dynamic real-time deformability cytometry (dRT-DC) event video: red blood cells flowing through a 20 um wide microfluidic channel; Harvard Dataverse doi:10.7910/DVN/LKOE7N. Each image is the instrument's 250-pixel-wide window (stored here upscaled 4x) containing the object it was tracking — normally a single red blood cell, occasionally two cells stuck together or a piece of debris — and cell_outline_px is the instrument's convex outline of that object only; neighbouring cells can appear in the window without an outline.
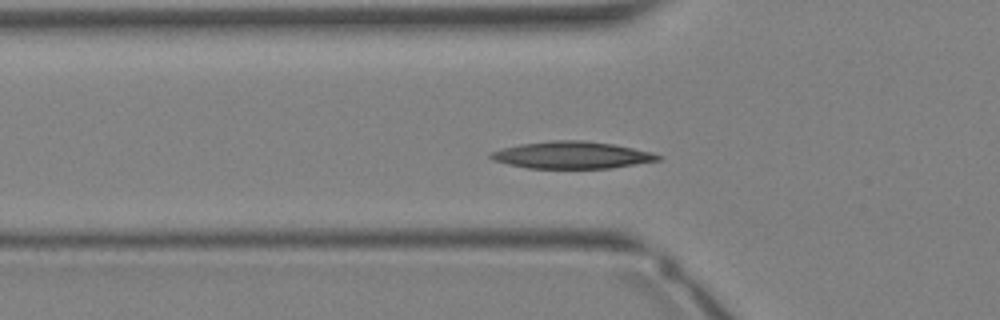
{"species": "Egyptian fruit bat (a non-hibernating species)", "species_latin": "Rousettus aegyptiacus", "temperature_condition": "warm", "stored_images_in_passage": 22, "camera_frame_rate_fps": 3000, "um_per_image_px": 0.085, "animal": {"sex": "female"}, "frame": {"image": 1, "passage_image": 2, "time_ms": 0.333, "image_size_px": [1000, 320], "cell_outline_px": [[664, 156], [660, 160], [612, 168], [528, 168], [508, 164], [492, 160], [488, 156], [492, 152], [504, 148], [520, 144], [552, 140], [584, 140], [612, 144], [652, 152]], "centroid_in_image_um": [48.63, 13.18], "position_along_channel_um": 77.2, "area_um2": 26.3}}
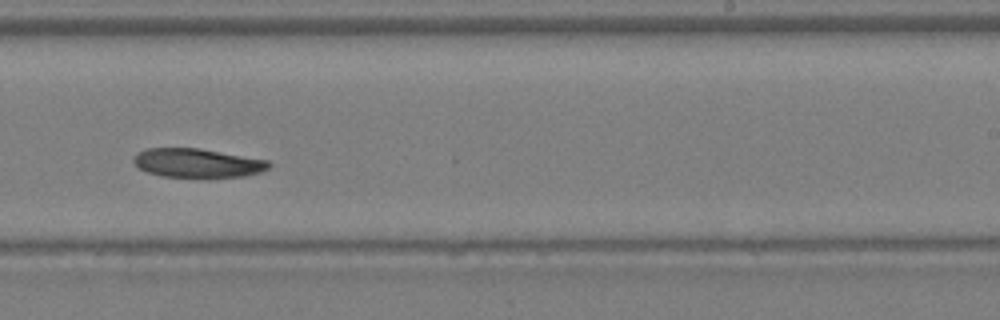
{"frame": {"image": 2, "passage_image": 12, "time_ms": 3.667, "image_size_px": [1000, 320], "cell_outline_px": [[272, 164], [268, 168], [260, 172], [244, 176], [208, 180], [160, 176], [148, 172], [140, 168], [132, 160], [136, 152], [148, 148], [200, 148], [268, 160]], "centroid_in_image_um": [16.79, 13.89], "position_along_channel_um": 272.2, "area_um2": 23.7}}
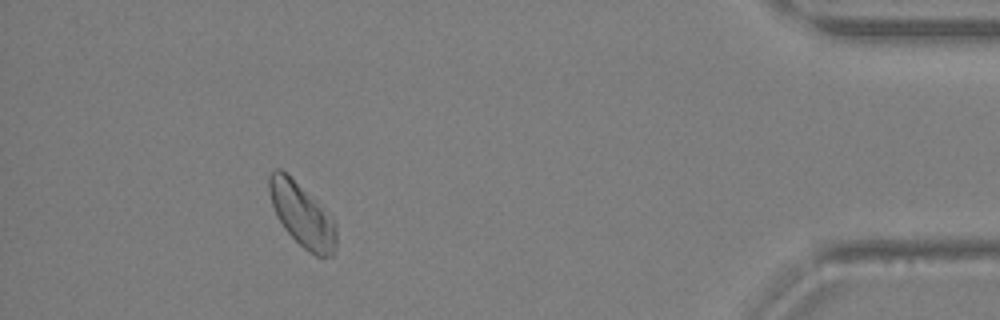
{"frame": {"image": 3, "passage_image": 22, "time_ms": 7.0, "image_size_px": [1000, 320], "cell_outline_px": [[336, 248], [332, 256], [316, 256], [308, 252], [284, 228], [276, 216], [272, 204], [268, 188], [268, 176], [276, 168], [280, 168], [336, 220]], "centroid_in_image_um": [25.68, 18.3], "position_along_channel_um": 409.5, "area_um2": 24.45}}